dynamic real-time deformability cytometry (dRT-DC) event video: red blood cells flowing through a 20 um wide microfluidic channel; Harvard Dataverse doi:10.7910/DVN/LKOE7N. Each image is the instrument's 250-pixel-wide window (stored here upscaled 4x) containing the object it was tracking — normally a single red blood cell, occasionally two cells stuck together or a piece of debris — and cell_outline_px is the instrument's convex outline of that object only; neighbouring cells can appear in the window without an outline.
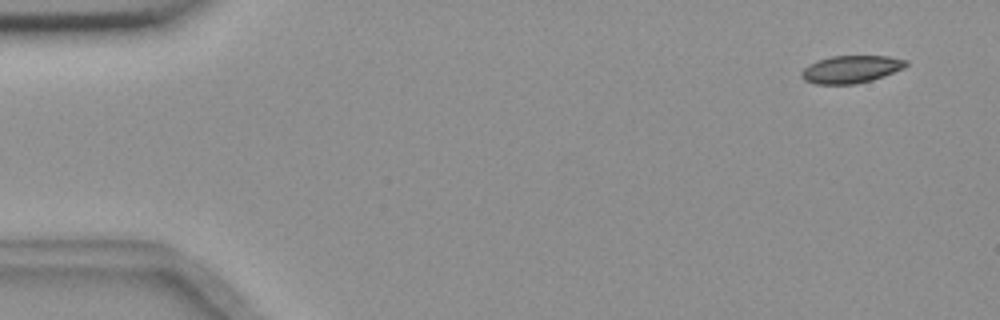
{"species": "common noctule bat (a hibernating species)", "species_latin": "Nyctalus noctula", "temperature_condition": "room temperature", "stored_images_in_passage": 10, "camera_frame_rate_fps": 3000, "um_per_image_px": 0.085, "animal": {"sex": "female", "body_mass_g": 18.4}, "frame": {"image": 1, "passage_image": 1, "time_ms": 0.0, "image_size_px": [1000, 320], "cell_outline_px": [[908, 64], [904, 68], [872, 80], [856, 84], [816, 84], [804, 80], [800, 76], [800, 72], [808, 64], [816, 60], [832, 56], [888, 56], [908, 60]], "centroid_in_image_um": [72.31, 5.88], "position_along_channel_um": 12.7, "area_um2": 16.88}}
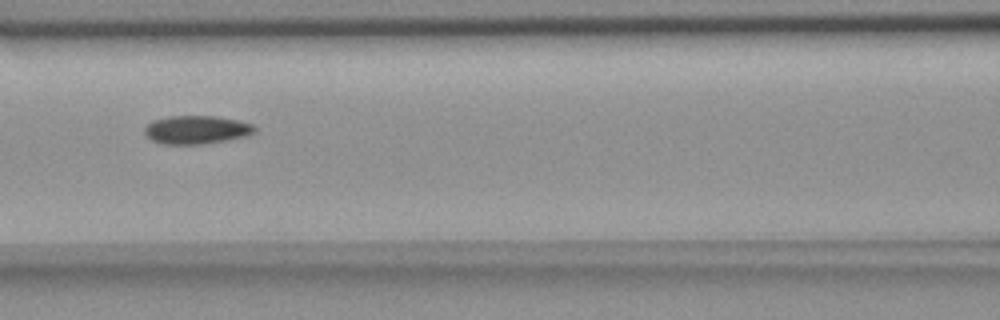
{"frame": {"image": 2, "passage_image": 7, "time_ms": 2.0, "image_size_px": [1000, 320], "cell_outline_px": [[256, 132], [248, 136], [204, 144], [160, 144], [152, 140], [144, 132], [144, 128], [152, 120], [168, 116], [216, 116], [236, 120], [252, 124], [256, 128]], "centroid_in_image_um": [16.7, 11.03], "position_along_channel_um": 149.9, "area_um2": 18.26}}
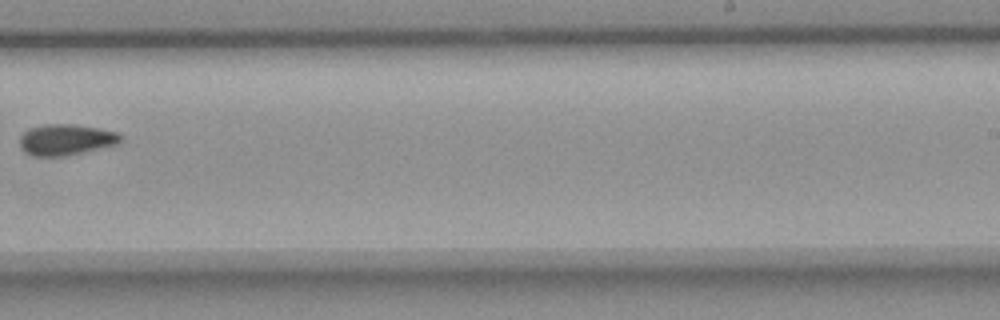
{"frame": {"image": 3, "passage_image": 10, "time_ms": 3.0, "image_size_px": [1000, 320], "cell_outline_px": [[124, 136], [120, 144], [64, 156], [32, 156], [24, 152], [20, 148], [20, 136], [28, 128], [44, 124], [72, 124], [96, 128], [116, 132]], "centroid_in_image_um": [5.6, 11.88], "position_along_channel_um": 283.4, "area_um2": 18.38}}